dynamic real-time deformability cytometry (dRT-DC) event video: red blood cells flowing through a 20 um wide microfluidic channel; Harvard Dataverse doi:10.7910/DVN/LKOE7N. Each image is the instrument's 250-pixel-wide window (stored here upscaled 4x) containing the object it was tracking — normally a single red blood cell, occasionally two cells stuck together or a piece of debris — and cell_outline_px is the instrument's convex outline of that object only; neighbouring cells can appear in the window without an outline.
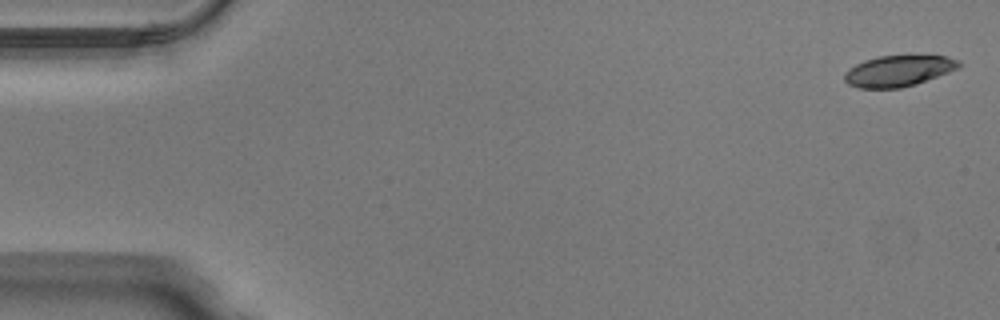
{"species": "Egyptian fruit bat (a non-hibernating species)", "species_latin": "Rousettus aegyptiacus", "temperature_condition": "warm", "stored_images_in_passage": 50, "camera_frame_rate_fps": 3000, "um_per_image_px": 0.085, "animal": {"sex": "male"}, "frame": {"image": 1, "passage_image": 1, "time_ms": 0.0, "image_size_px": [1000, 320], "cell_outline_px": [[960, 68], [916, 84], [900, 88], [856, 88], [848, 84], [844, 80], [844, 76], [856, 64], [864, 60], [880, 56], [944, 56], [960, 60]], "centroid_in_image_um": [76.39, 6.04], "position_along_channel_um": 8.6, "area_um2": 20.46}}
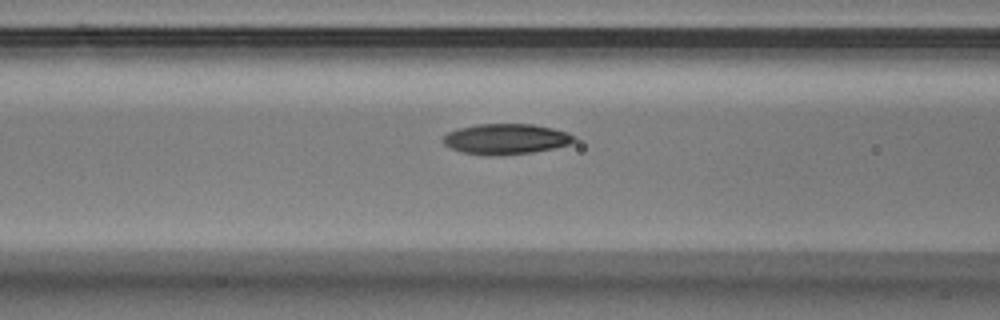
{"frame": {"image": 2, "passage_image": 20, "time_ms": 6.333, "image_size_px": [1000, 320], "cell_outline_px": [[576, 140], [572, 144], [556, 148], [532, 152], [500, 156], [484, 156], [460, 152], [444, 144], [440, 140], [448, 132], [456, 128], [476, 124], [532, 124], [552, 128], [568, 132], [576, 136]], "centroid_in_image_um": [43.0, 11.83], "position_along_channel_um": 123.6, "area_um2": 23.81}}
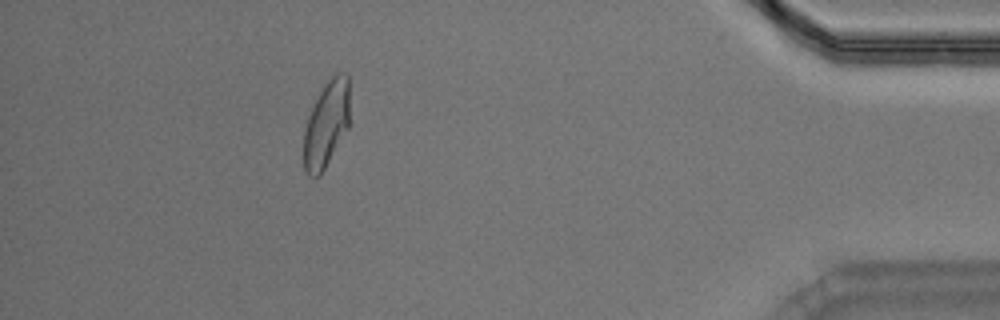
{"frame": {"image": 3, "passage_image": 45, "time_ms": 14.667, "image_size_px": [1000, 320], "cell_outline_px": [[348, 128], [320, 176], [308, 176], [304, 172], [304, 128], [308, 116], [324, 84], [336, 72], [344, 72], [348, 76]], "centroid_in_image_um": [27.72, 10.57], "position_along_channel_um": 407.5, "area_um2": 22.89}, "authors_computed_cell_mechanics": {"area_um2": 22.7732, "velocity_mm_per_s": 4.0168, "shape_relaxation_time_tau1_ms": 4.7314, "shape_relaxation_time_tau2_ms": 2.253, "deformation_change_tau1": 0.1705, "deformation_change_tau2": 0.0608}}